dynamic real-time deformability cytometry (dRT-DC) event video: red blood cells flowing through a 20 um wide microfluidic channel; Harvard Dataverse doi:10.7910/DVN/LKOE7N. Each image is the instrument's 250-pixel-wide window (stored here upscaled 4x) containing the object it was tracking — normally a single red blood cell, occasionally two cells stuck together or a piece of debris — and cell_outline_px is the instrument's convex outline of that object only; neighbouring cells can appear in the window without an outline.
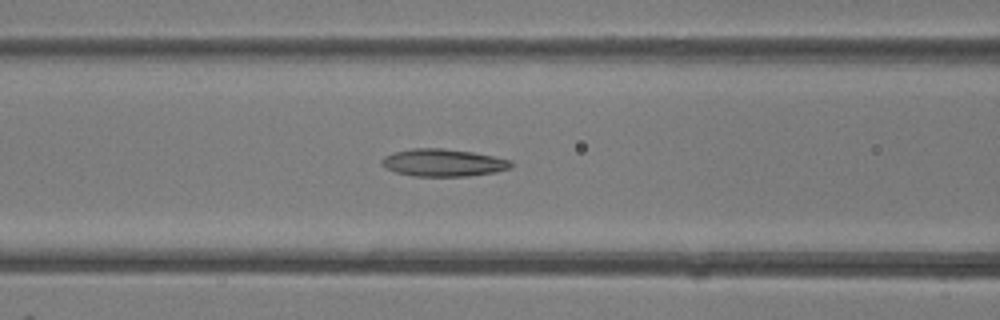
{"species": "common noctule bat (a hibernating species)", "species_latin": "Nyctalus noctula", "temperature_condition": "room temperature", "stored_images_in_passage": 33, "camera_frame_rate_fps": 3000, "um_per_image_px": 0.085, "animal": {"sex": "female"}, "frame": {"image": 1, "passage_image": 16, "time_ms": 5.0, "image_size_px": [1000, 320], "cell_outline_px": [[512, 168], [496, 172], [468, 176], [412, 176], [396, 172], [384, 168], [380, 164], [380, 160], [384, 156], [392, 152], [412, 148], [440, 148], [472, 152], [512, 160]], "centroid_in_image_um": [37.63, 13.83], "position_along_channel_um": 129.0, "area_um2": 20.87}}
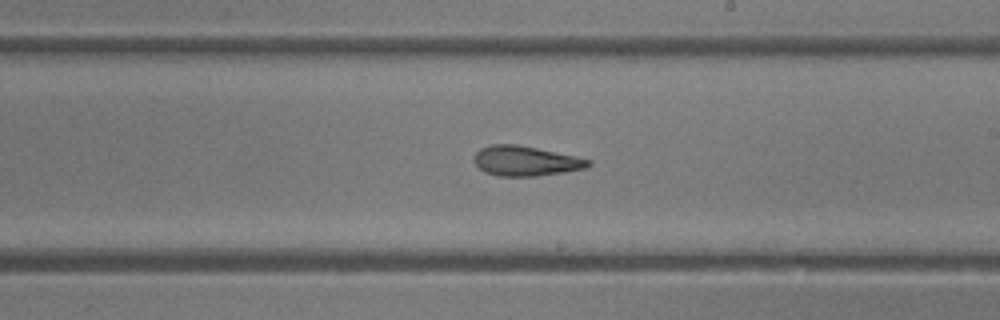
{"frame": {"image": 2, "passage_image": 23, "time_ms": 7.333, "image_size_px": [1000, 320], "cell_outline_px": [[592, 164], [588, 168], [564, 172], [536, 176], [496, 176], [484, 172], [472, 160], [472, 156], [480, 148], [492, 144], [516, 144], [576, 156], [592, 160]], "centroid_in_image_um": [44.67, 13.68], "position_along_channel_um": 244.3, "area_um2": 20.11}}
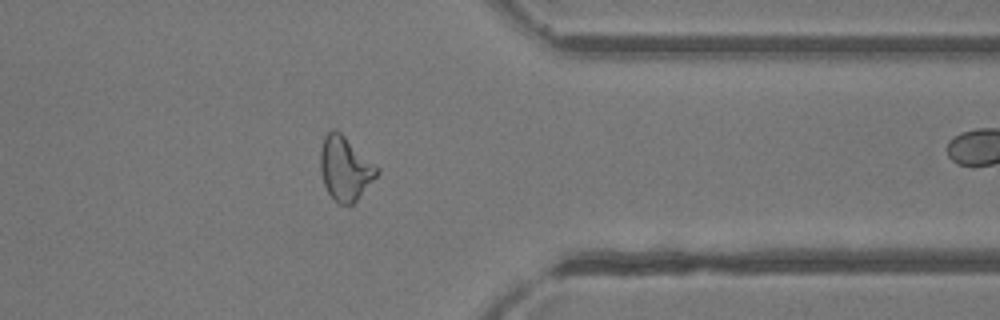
{"frame": {"image": 3, "passage_image": 32, "time_ms": 10.333, "image_size_px": [1000, 320], "cell_outline_px": [[380, 172], [356, 200], [352, 204], [340, 204], [328, 192], [324, 184], [320, 172], [320, 148], [324, 136], [332, 128], [336, 128], [376, 164], [380, 168]], "centroid_in_image_um": [29.33, 14.27], "position_along_channel_um": 382.1, "area_um2": 21.1}}